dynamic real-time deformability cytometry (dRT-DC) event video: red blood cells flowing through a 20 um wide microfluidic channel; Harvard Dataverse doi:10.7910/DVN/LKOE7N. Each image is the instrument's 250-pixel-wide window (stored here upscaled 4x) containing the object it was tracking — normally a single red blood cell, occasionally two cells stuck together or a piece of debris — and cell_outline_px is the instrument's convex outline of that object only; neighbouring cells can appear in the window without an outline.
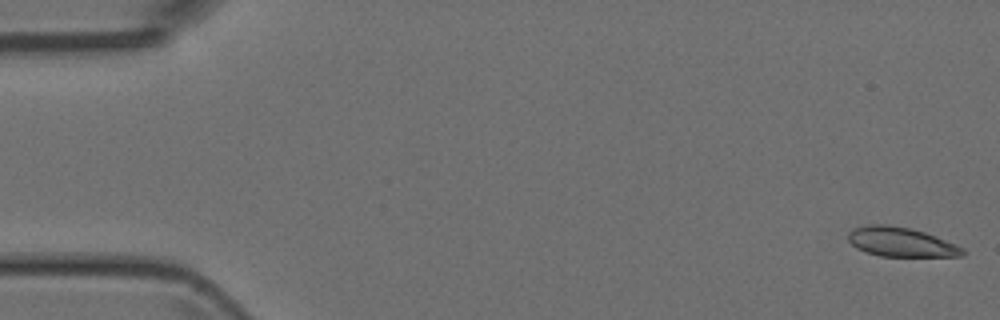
{"species": "Egyptian fruit bat (a non-hibernating species)", "species_latin": "Rousettus aegyptiacus", "temperature_condition": "room temperature", "stored_images_in_passage": 50, "camera_frame_rate_fps": 3000, "um_per_image_px": 0.085, "animal": {"sex": "female"}, "frame": {"image": 1, "passage_image": 1, "time_ms": 0.0, "image_size_px": [1000, 320], "cell_outline_px": [[964, 256], [880, 256], [856, 248], [848, 240], [848, 232], [852, 228], [868, 224], [884, 224], [908, 228], [924, 232], [936, 236], [956, 244], [964, 248]], "centroid_in_image_um": [76.57, 20.56], "position_along_channel_um": 8.4, "area_um2": 19.54}}
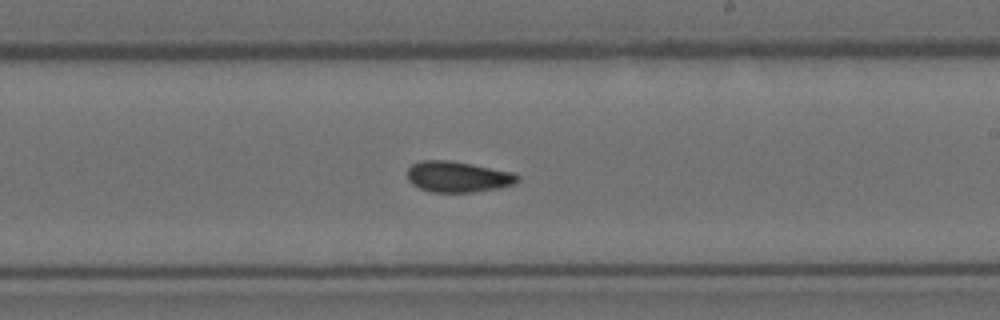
{"frame": {"image": 2, "passage_image": 29, "time_ms": 9.333, "image_size_px": [1000, 320], "cell_outline_px": [[520, 180], [516, 184], [496, 188], [472, 192], [432, 192], [420, 188], [412, 184], [408, 180], [408, 168], [412, 164], [420, 160], [448, 160], [472, 164], [512, 172], [520, 176]], "centroid_in_image_um": [38.92, 15.02], "position_along_channel_um": 250.1, "area_um2": 19.83}}
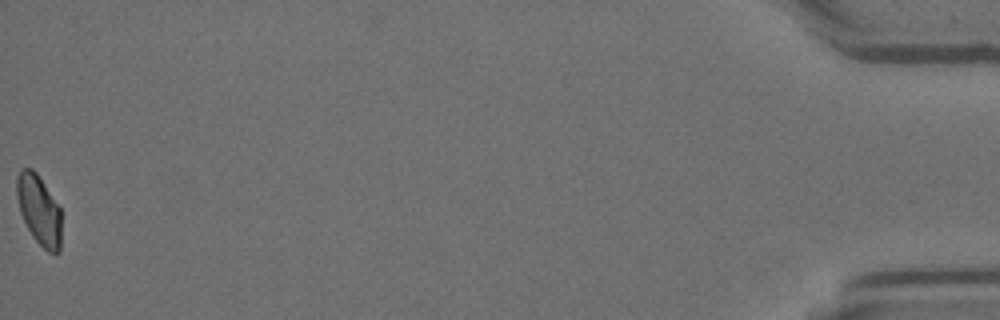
{"frame": {"image": 3, "passage_image": 50, "time_ms": 16.333, "image_size_px": [1000, 320], "cell_outline_px": [[60, 252], [48, 252], [32, 236], [20, 212], [16, 196], [16, 176], [20, 168], [32, 168], [36, 172], [60, 208]], "centroid_in_image_um": [3.29, 17.81], "position_along_channel_um": 431.9, "area_um2": 17.98}}